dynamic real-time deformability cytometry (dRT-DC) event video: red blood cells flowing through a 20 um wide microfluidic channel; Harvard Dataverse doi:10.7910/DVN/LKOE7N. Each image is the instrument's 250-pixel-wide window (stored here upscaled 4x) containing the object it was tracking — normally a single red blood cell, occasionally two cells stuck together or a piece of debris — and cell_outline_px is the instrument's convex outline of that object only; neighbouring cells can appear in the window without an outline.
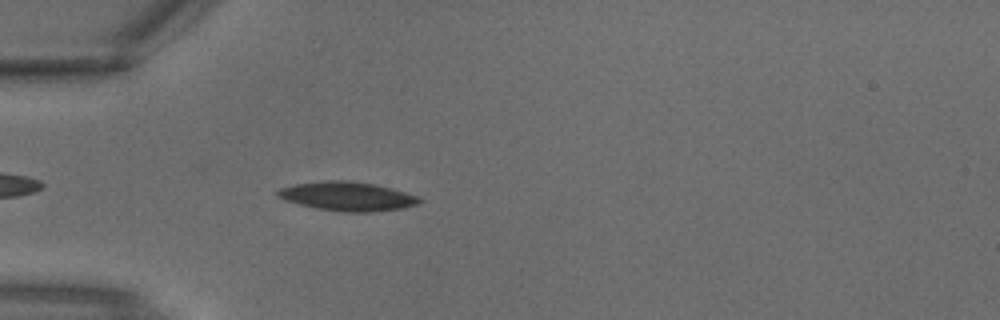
{"species": "common noctule bat (a hibernating species)", "species_latin": "Nyctalus noctula", "temperature_condition": "warm", "stored_images_in_passage": 2, "camera_frame_rate_fps": 3000, "um_per_image_px": 0.085, "animal": {"sex": "male", "body_mass_g": 18.8}, "frame": {"image": 1, "passage_image": 2, "time_ms": 0.333, "image_size_px": [1000, 320], "cell_outline_px": [[424, 200], [420, 204], [404, 208], [368, 212], [344, 212], [320, 208], [300, 204], [284, 200], [276, 196], [276, 192], [280, 188], [296, 184], [324, 180], [352, 180], [392, 188], [420, 196]], "centroid_in_image_um": [29.59, 16.68], "position_along_channel_um": 55.4, "area_um2": 24.04}}